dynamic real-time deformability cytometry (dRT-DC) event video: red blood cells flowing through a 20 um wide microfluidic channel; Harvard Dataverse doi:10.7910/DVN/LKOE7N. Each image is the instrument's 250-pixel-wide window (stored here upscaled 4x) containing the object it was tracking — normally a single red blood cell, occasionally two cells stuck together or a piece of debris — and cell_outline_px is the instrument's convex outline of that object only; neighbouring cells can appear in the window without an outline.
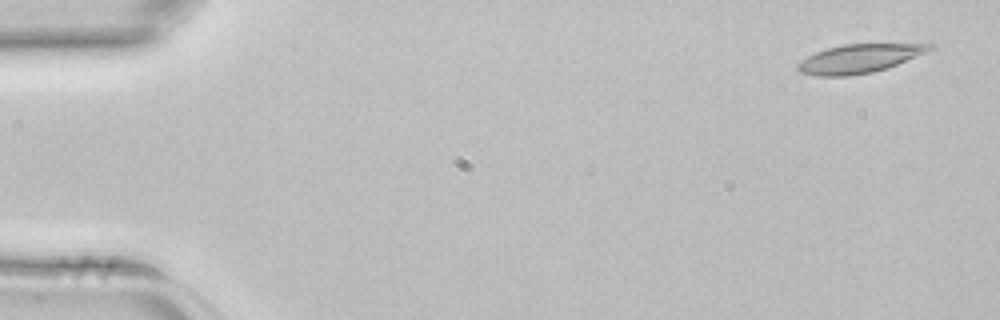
{"species": "common noctule bat (a hibernating species)", "species_latin": "Nyctalus noctula", "temperature_condition": "room temperature", "stored_images_in_passage": 4, "segment_of_instrument_passage": [1, 2], "camera_frame_rate_fps": 3000, "um_per_image_px": 0.085, "animal": {"sex": "female", "body_mass_g": 22.7, "forearm_length_mm": 54.2}, "frame": {"image": 1, "passage_image": 1, "time_ms": 0.0, "image_size_px": [1000, 320], "cell_outline_px": [[936, 48], [896, 64], [872, 72], [848, 76], [816, 76], [800, 72], [796, 68], [796, 64], [808, 56], [816, 52], [828, 48], [844, 44], [936, 44]], "centroid_in_image_um": [73.01, 4.98], "position_along_channel_um": 12.0, "area_um2": 21.73}}